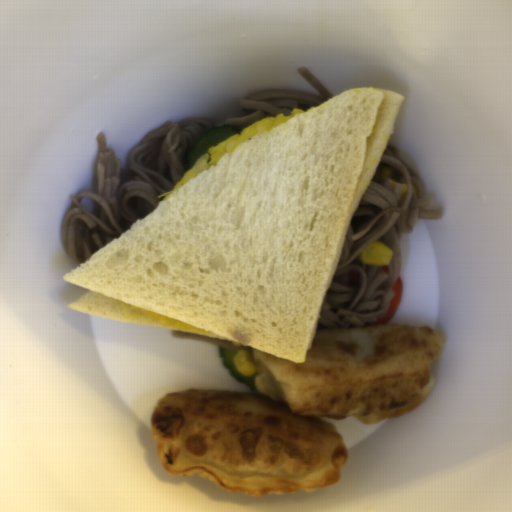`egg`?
<instances>
[{
  "label": "egg",
  "instance_id": "1",
  "mask_svg": "<svg viewBox=\"0 0 512 512\" xmlns=\"http://www.w3.org/2000/svg\"><path fill=\"white\" fill-rule=\"evenodd\" d=\"M303 112L304 110L302 108L295 107L289 115H284L282 113L277 114L276 116H268L250 125L239 133L209 147L208 151L199 157L195 165L183 174L165 198L187 185L198 175L218 164L223 157L229 155L238 146L282 126Z\"/></svg>",
  "mask_w": 512,
  "mask_h": 512
}]
</instances>
